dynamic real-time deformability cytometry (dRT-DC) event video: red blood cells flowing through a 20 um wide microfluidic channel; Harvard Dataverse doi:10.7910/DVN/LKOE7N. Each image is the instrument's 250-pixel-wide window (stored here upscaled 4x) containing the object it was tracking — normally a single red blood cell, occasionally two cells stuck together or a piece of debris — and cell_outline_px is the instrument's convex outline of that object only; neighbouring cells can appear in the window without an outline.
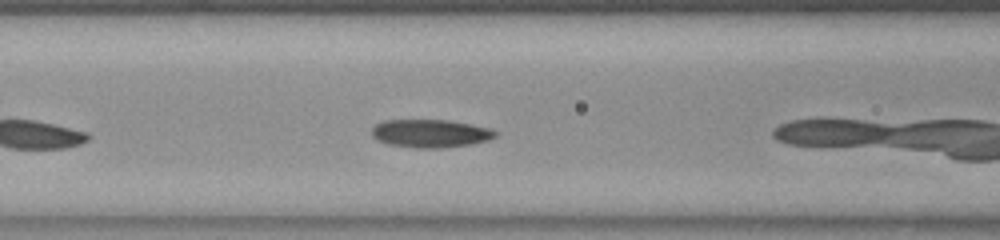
{"species": "common noctule bat (a hibernating species)", "species_latin": "Nyctalus noctula", "temperature_condition": "room temperature", "stored_images_in_passage": 7, "camera_frame_rate_fps": 3000, "um_per_image_px": 0.085, "animal": {"sex": "female", "body_mass_g": 23.0, "forearm_length_mm": 53.4}, "frame": {"image": 1, "passage_image": 6, "time_ms": 1.667, "image_size_px": [1000, 240], "cell_outline_px": [[500, 132], [496, 136], [488, 140], [472, 144], [440, 148], [416, 148], [388, 144], [376, 140], [372, 136], [372, 128], [376, 124], [384, 120], [448, 120], [488, 128]], "centroid_in_image_um": [36.57, 11.35], "position_along_channel_um": 130.0, "area_um2": 20.23}}